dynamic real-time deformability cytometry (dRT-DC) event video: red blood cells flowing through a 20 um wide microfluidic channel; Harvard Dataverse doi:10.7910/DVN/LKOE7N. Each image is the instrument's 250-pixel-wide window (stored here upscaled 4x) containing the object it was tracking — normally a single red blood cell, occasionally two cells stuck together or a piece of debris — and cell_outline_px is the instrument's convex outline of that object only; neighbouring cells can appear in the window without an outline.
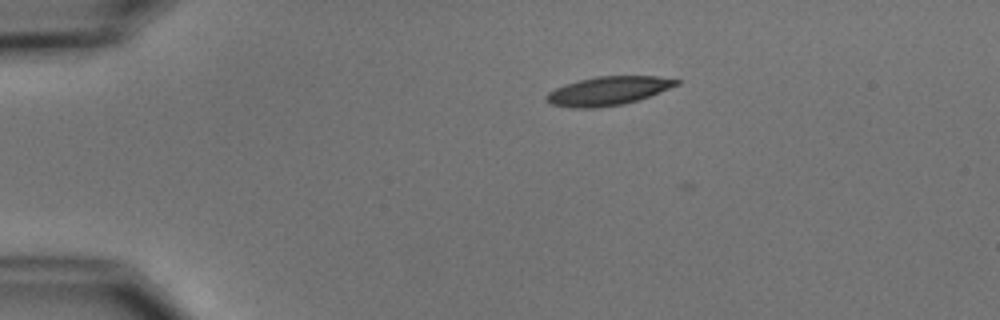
{"species": "common noctule bat (a hibernating species)", "species_latin": "Nyctalus noctula", "temperature_condition": "cold", "stored_images_in_passage": 5, "camera_frame_rate_fps": 3000, "um_per_image_px": 0.085, "animal": {"sex": "male", "body_mass_g": 15.6}, "frame": {"image": 1, "passage_image": 4, "time_ms": 3.667, "image_size_px": [1000, 320], "cell_outline_px": [[680, 84], [660, 92], [624, 104], [596, 108], [572, 108], [552, 104], [544, 100], [544, 96], [548, 92], [564, 84], [596, 76], [656, 76], [680, 80]], "centroid_in_image_um": [51.66, 7.73], "position_along_channel_um": 33.3, "area_um2": 21.73}}